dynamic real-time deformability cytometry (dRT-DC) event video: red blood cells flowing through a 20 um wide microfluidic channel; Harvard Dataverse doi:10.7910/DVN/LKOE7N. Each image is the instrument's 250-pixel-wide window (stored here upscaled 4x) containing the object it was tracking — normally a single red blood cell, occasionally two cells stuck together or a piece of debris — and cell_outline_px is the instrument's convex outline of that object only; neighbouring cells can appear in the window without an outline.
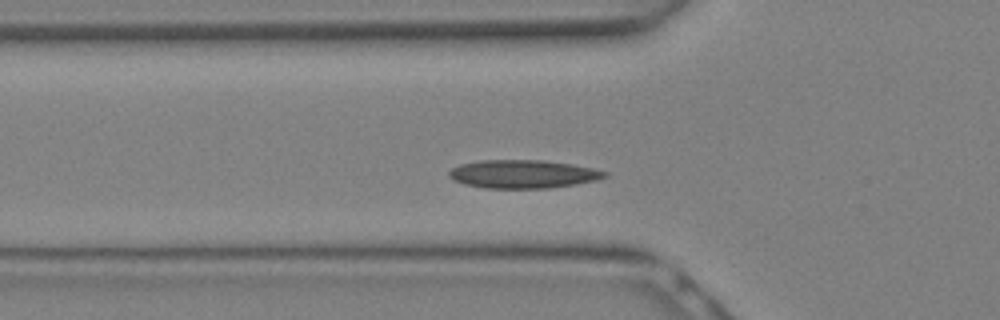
{"species": "Egyptian fruit bat (a non-hibernating species)", "species_latin": "Rousettus aegyptiacus", "temperature_condition": "warm", "stored_images_in_passage": 17, "camera_frame_rate_fps": 3000, "um_per_image_px": 0.085, "animal": {"sex": "female"}, "frame": {"image": 1, "passage_image": 6, "time_ms": 1.667, "image_size_px": [1000, 320], "cell_outline_px": [[608, 176], [596, 180], [576, 184], [548, 188], [484, 188], [464, 184], [452, 180], [448, 176], [448, 172], [452, 168], [460, 164], [480, 160], [544, 160], [572, 164], [592, 168], [608, 172]], "centroid_in_image_um": [44.43, 14.79], "position_along_channel_um": 81.4, "area_um2": 25.78}}
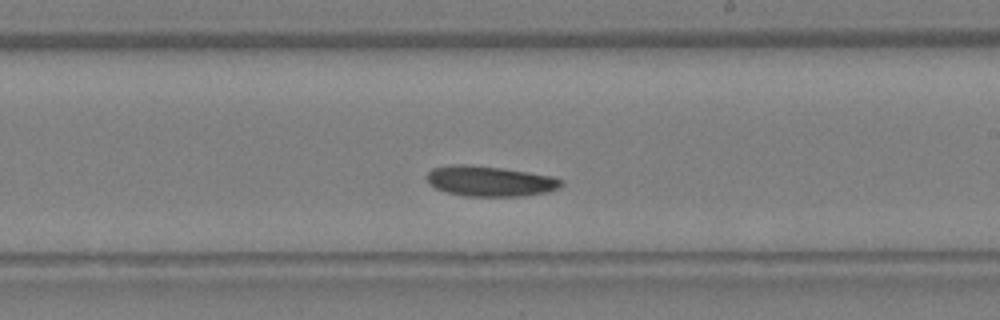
{"frame": {"image": 2, "passage_image": 13, "time_ms": 4.0, "image_size_px": [1000, 320], "cell_outline_px": [[564, 184], [560, 188], [548, 192], [520, 196], [464, 196], [448, 192], [436, 188], [428, 184], [424, 176], [432, 168], [452, 164], [464, 164], [500, 168], [528, 172], [552, 176], [564, 180]], "centroid_in_image_um": [41.63, 15.4], "position_along_channel_um": 247.4, "area_um2": 23.93}}
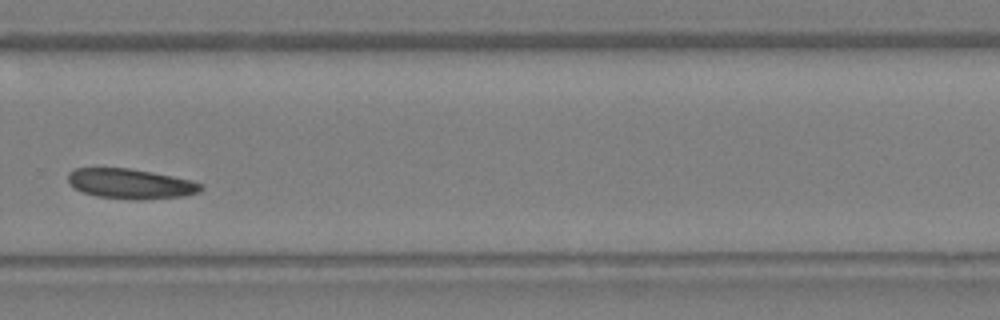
{"frame": {"image": 3, "passage_image": 16, "time_ms": 5.0, "image_size_px": [1000, 320], "cell_outline_px": [[204, 188], [200, 192], [184, 196], [96, 196], [84, 192], [76, 188], [68, 180], [68, 172], [76, 168], [128, 168], [152, 172], [192, 180], [200, 184]], "centroid_in_image_um": [11.09, 15.55], "position_along_channel_um": 318.7, "area_um2": 21.79}}